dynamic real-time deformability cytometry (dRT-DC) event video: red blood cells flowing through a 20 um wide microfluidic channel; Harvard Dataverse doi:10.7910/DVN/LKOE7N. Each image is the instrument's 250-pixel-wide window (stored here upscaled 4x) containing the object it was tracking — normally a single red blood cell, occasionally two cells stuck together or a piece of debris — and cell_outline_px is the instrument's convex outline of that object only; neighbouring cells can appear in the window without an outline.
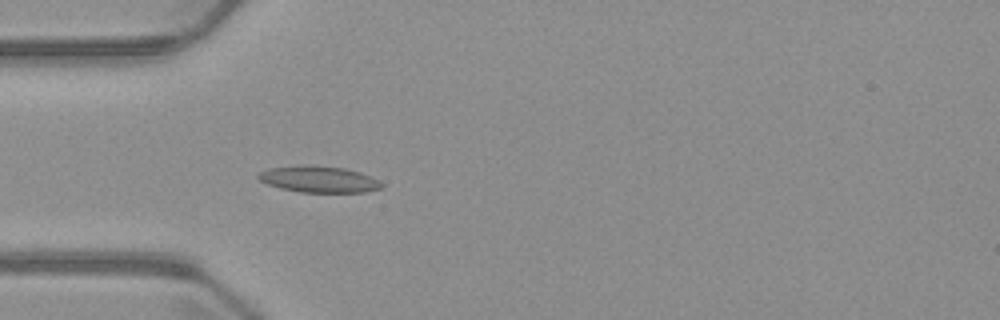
{"species": "common noctule bat (a hibernating species)", "species_latin": "Nyctalus noctula", "temperature_condition": "warm", "stored_images_in_passage": 4, "camera_frame_rate_fps": 3000, "um_per_image_px": 0.085, "animal": {"sex": "male", "body_mass_g": 23.1, "forearm_length_mm": 52.7}, "frame": {"image": 1, "passage_image": 4, "time_ms": 4.333, "image_size_px": [1000, 320], "cell_outline_px": [[384, 188], [364, 192], [300, 192], [280, 188], [268, 184], [260, 180], [256, 176], [260, 172], [268, 168], [304, 164], [344, 168], [360, 172], [380, 180], [384, 184]], "centroid_in_image_um": [27.13, 15.23], "position_along_channel_um": 57.9, "area_um2": 19.13}}